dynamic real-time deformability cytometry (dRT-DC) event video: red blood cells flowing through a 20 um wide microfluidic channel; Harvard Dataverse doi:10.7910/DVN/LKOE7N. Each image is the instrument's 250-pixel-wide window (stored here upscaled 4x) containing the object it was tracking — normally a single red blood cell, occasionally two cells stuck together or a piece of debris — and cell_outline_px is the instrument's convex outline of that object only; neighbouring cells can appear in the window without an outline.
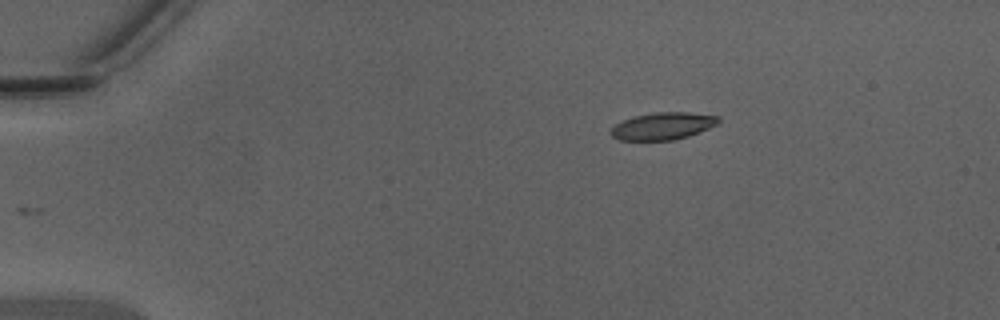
{"species": "Egyptian fruit bat (a non-hibernating species)", "species_latin": "Rousettus aegyptiacus", "temperature_condition": "warm", "stored_images_in_passage": 40, "camera_frame_rate_fps": 3000, "um_per_image_px": 0.085, "animal": {"sex": "male"}, "frame": {"image": 1, "passage_image": 1, "time_ms": 0.0, "image_size_px": [1000, 320], "cell_outline_px": [[720, 120], [716, 124], [708, 128], [688, 136], [672, 140], [620, 140], [612, 136], [612, 128], [616, 124], [624, 120], [636, 116], [652, 112], [688, 112], [720, 116]], "centroid_in_image_um": [56.36, 10.7], "position_along_channel_um": 28.6, "area_um2": 16.82}}
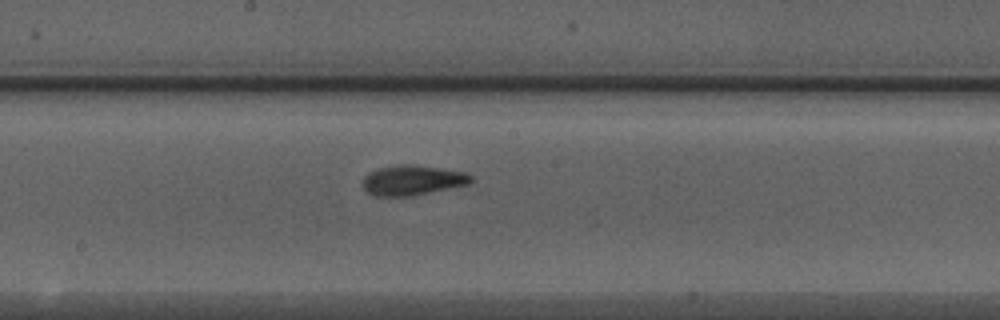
{"frame": {"image": 2, "passage_image": 19, "time_ms": 6.0, "image_size_px": [1000, 320], "cell_outline_px": [[476, 180], [468, 184], [412, 196], [376, 196], [368, 192], [364, 188], [364, 176], [368, 172], [380, 168], [404, 164], [408, 164], [464, 172], [472, 176]], "centroid_in_image_um": [35.07, 15.33], "position_along_channel_um": 213.1, "area_um2": 18.61}}
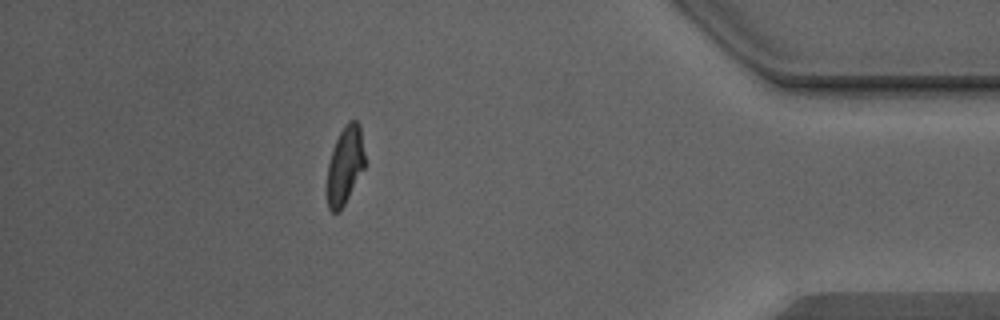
{"frame": {"image": 3, "passage_image": 35, "time_ms": 11.333, "image_size_px": [1000, 320], "cell_outline_px": [[364, 168], [340, 212], [332, 212], [328, 208], [328, 164], [336, 140], [344, 124], [348, 120], [356, 120], [360, 124], [364, 152]], "centroid_in_image_um": [29.34, 14.02], "position_along_channel_um": 405.9, "area_um2": 16.88}, "authors_computed_cell_mechanics": {"area_um2": 18.1492, "velocity_mm_per_s": 4.382, "shape_relaxation_time_tau1_ms": 4.9738, "shape_relaxation_time_tau2_ms": 1.5564, "deformation_change_tau1": 0.2102, "deformation_change_tau2": 0.0532}}